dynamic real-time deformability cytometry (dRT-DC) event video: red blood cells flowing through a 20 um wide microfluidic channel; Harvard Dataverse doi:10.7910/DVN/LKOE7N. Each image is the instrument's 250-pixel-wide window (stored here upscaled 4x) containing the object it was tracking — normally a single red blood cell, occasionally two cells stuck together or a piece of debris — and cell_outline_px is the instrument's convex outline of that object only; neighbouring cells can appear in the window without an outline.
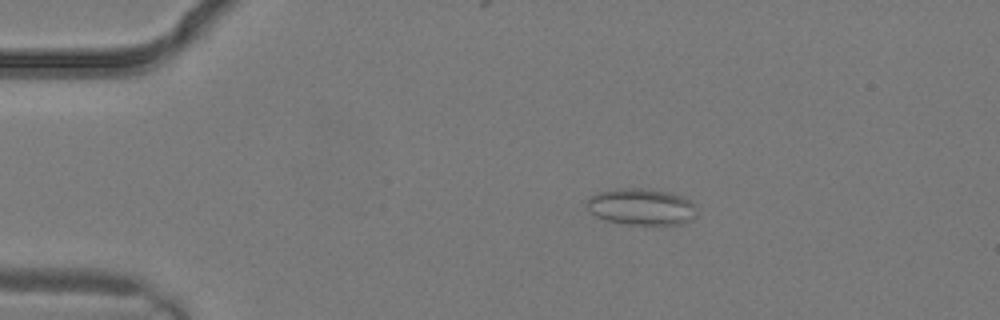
{"species": "common noctule bat (a hibernating species)", "species_latin": "Nyctalus noctula", "temperature_condition": "warm", "stored_images_in_passage": 3, "camera_frame_rate_fps": 3000, "um_per_image_px": 0.085, "animal": {"sex": "male", "body_mass_g": 19.2, "forearm_length_mm": 51.8}, "frame": {"image": 1, "passage_image": 2, "time_ms": 0.333, "image_size_px": [1000, 320], "cell_outline_px": [[696, 216], [692, 220], [680, 224], [660, 228], [624, 224], [604, 220], [596, 216], [588, 208], [588, 196], [600, 192], [620, 188], [640, 188], [668, 192], [692, 200], [696, 204]], "centroid_in_image_um": [54.58, 17.63], "position_along_channel_um": 30.4, "area_um2": 24.22}}
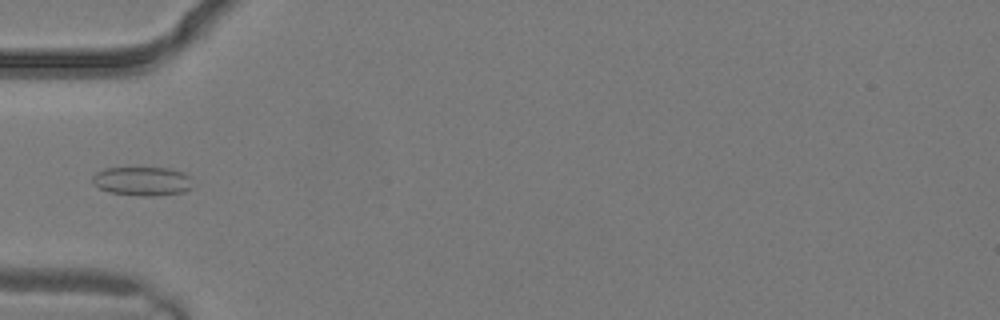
{"frame": {"image": 2, "passage_image": 3, "time_ms": 0.667, "image_size_px": [1000, 320], "cell_outline_px": [[192, 188], [184, 192], [152, 196], [144, 196], [108, 192], [92, 184], [92, 176], [96, 172], [104, 168], [172, 168], [184, 172], [188, 176]], "centroid_in_image_um": [12.07, 15.39], "position_along_channel_um": 72.9, "area_um2": 16.94}}